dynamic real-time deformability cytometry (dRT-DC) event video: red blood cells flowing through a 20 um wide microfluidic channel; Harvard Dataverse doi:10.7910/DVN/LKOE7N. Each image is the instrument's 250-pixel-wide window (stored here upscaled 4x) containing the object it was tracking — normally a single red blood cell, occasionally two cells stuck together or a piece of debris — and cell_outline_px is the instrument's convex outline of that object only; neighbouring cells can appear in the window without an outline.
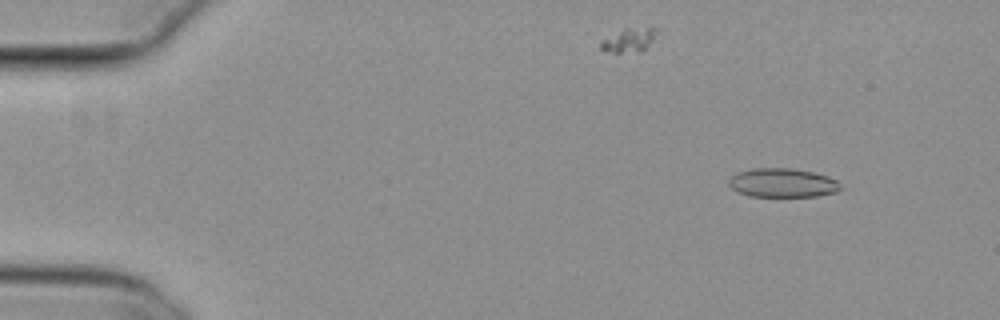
{"species": "common noctule bat (a hibernating species)", "species_latin": "Nyctalus noctula", "temperature_condition": "cold", "stored_images_in_passage": 15, "camera_frame_rate_fps": 3000, "um_per_image_px": 0.085, "animal": {"sex": "female", "body_mass_g": 29.2, "forearm_length_mm": 56.3}, "frame": {"image": 1, "passage_image": 7, "time_ms": 2.0, "image_size_px": [1000, 320], "cell_outline_px": [[840, 188], [836, 192], [816, 196], [748, 196], [736, 192], [728, 184], [728, 180], [736, 172], [752, 168], [792, 168], [812, 172], [828, 176], [836, 180], [840, 184]], "centroid_in_image_um": [66.47, 15.53], "position_along_channel_um": 18.5, "area_um2": 18.9}}